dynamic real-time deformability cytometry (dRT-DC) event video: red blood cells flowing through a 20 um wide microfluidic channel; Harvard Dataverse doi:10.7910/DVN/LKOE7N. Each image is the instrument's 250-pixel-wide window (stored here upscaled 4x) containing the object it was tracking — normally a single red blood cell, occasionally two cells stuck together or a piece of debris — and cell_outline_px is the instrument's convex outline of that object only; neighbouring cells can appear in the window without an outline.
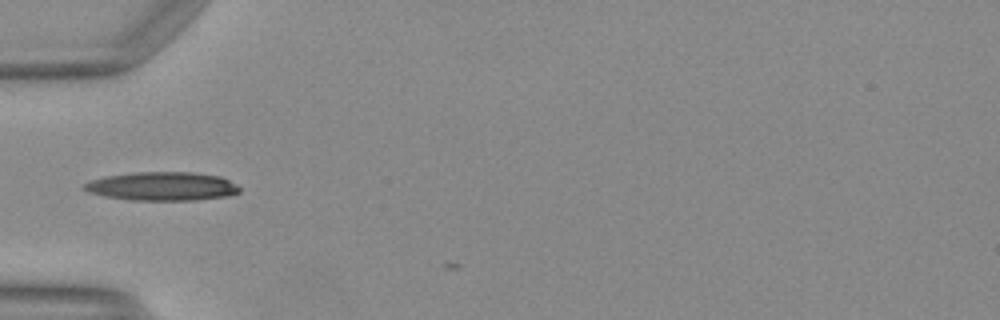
{"species": "Egyptian fruit bat (a non-hibernating species)", "species_latin": "Rousettus aegyptiacus", "temperature_condition": "warm", "stored_images_in_passage": 3, "camera_frame_rate_fps": 3000, "um_per_image_px": 0.085, "animal": {"sex": "female"}, "frame": {"image": 1, "passage_image": 1, "time_ms": 0.0, "image_size_px": [1000, 320], "cell_outline_px": [[240, 192], [228, 196], [192, 200], [132, 200], [104, 196], [88, 192], [80, 188], [84, 184], [92, 180], [108, 176], [132, 172], [192, 172], [220, 176], [236, 184], [240, 188]], "centroid_in_image_um": [13.78, 15.83], "position_along_channel_um": 71.2, "area_um2": 25.89}}